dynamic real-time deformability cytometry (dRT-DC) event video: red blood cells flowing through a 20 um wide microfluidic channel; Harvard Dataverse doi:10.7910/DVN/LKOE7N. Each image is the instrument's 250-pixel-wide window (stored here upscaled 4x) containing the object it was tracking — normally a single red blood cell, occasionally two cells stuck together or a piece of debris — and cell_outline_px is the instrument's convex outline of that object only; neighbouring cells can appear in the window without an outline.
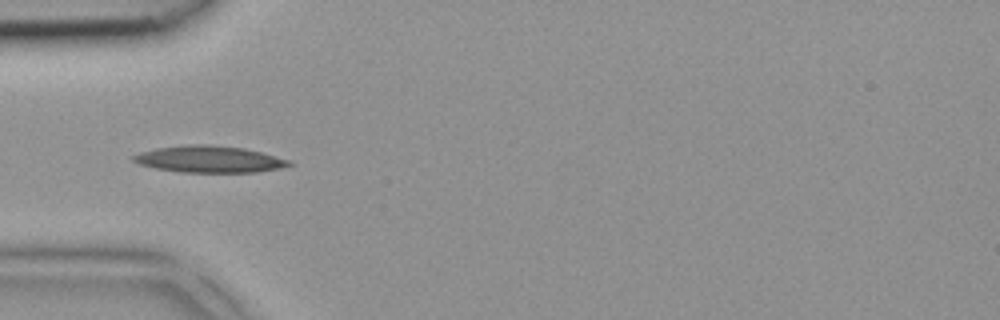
{"species": "common noctule bat (a hibernating species)", "species_latin": "Nyctalus noctula", "temperature_condition": "room temperature", "stored_images_in_passage": 4, "camera_frame_rate_fps": 3000, "um_per_image_px": 0.085, "animal": {"sex": "female", "body_mass_g": 18.4}, "frame": {"image": 1, "passage_image": 4, "time_ms": 1.0, "image_size_px": [1000, 320], "cell_outline_px": [[292, 164], [280, 168], [256, 172], [180, 172], [156, 168], [140, 164], [132, 160], [132, 156], [140, 152], [156, 148], [188, 144], [208, 144], [244, 148], [260, 152], [288, 160]], "centroid_in_image_um": [17.75, 13.53], "position_along_channel_um": 67.3, "area_um2": 23.99}}